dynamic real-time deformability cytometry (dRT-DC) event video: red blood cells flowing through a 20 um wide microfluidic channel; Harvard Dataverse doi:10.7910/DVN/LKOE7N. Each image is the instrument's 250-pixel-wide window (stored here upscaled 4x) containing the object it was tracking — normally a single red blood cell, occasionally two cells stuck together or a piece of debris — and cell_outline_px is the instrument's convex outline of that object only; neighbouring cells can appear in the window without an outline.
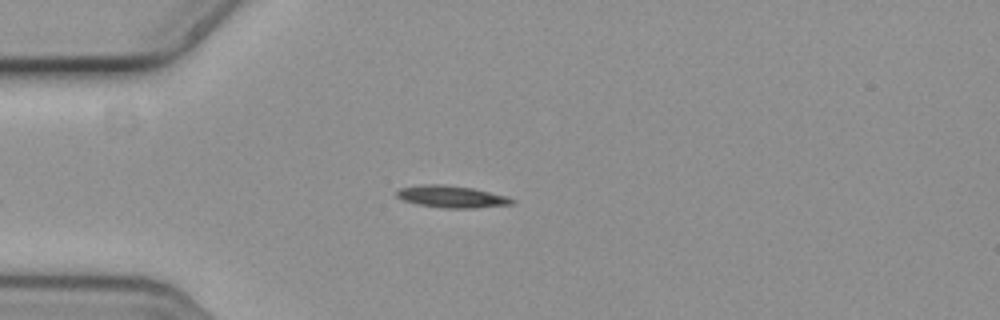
{"species": "common noctule bat (a hibernating species)", "species_latin": "Nyctalus noctula", "temperature_condition": "cold", "stored_images_in_passage": 37, "camera_frame_rate_fps": 3000, "um_per_image_px": 0.085, "animal": {"sex": "female", "body_mass_g": 19.3, "forearm_length_mm": 54.1}, "frame": {"image": 1, "passage_image": 1, "time_ms": 0.0, "image_size_px": [1000, 320], "cell_outline_px": [[516, 204], [476, 208], [444, 208], [416, 204], [404, 200], [396, 196], [396, 192], [400, 188], [424, 184], [440, 184], [472, 188], [504, 196], [516, 200]], "centroid_in_image_um": [38.39, 16.73], "position_along_channel_um": 46.6, "area_um2": 14.68}}
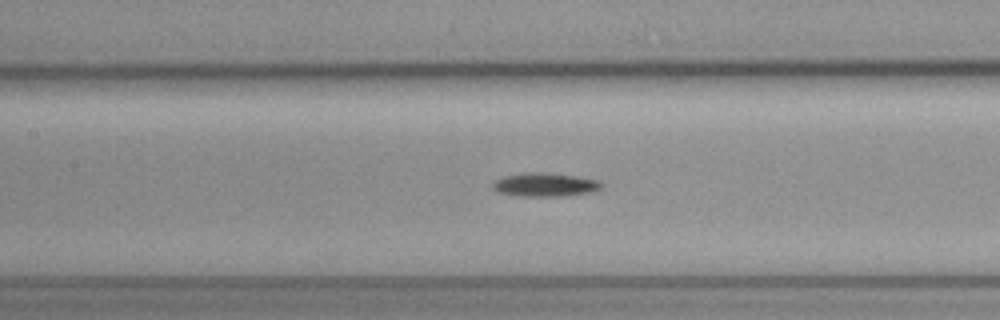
{"frame": {"image": 2, "passage_image": 12, "time_ms": 3.667, "image_size_px": [1000, 320], "cell_outline_px": [[604, 184], [600, 188], [592, 192], [568, 196], [520, 196], [496, 192], [492, 188], [492, 184], [496, 180], [504, 176], [524, 172], [532, 172], [576, 176], [600, 180]], "centroid_in_image_um": [46.33, 15.71], "position_along_channel_um": 161.1, "area_um2": 15.03}}
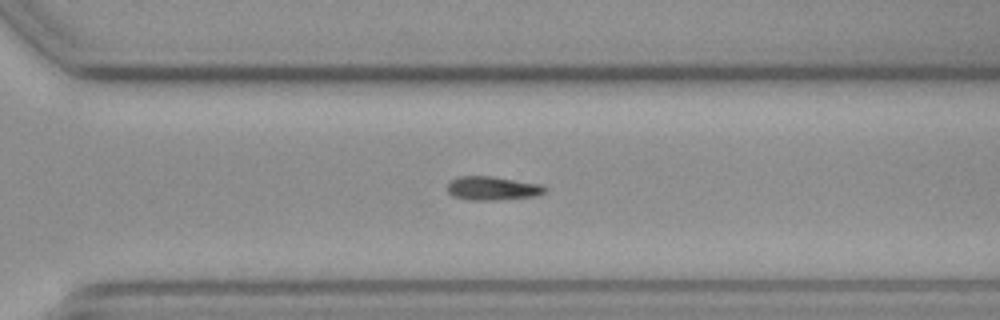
{"frame": {"image": 3, "passage_image": 26, "time_ms": 8.333, "image_size_px": [1000, 320], "cell_outline_px": [[548, 192], [536, 196], [496, 200], [468, 200], [452, 196], [448, 192], [448, 184], [452, 180], [460, 176], [488, 176], [540, 184], [548, 188]], "centroid_in_image_um": [41.89, 16.02], "position_along_channel_um": 328.7, "area_um2": 13.47}, "authors_computed_cell_mechanics": {"area_um2": 13.8142, "velocity_mm_per_s": 3.5994, "shape_relaxation_time_tau1_ms": 9.3968, "shape_relaxation_time_tau2_ms": 10.5693, "deformation_change_tau1": 0.1793, "deformation_change_tau2": 0.2279}}